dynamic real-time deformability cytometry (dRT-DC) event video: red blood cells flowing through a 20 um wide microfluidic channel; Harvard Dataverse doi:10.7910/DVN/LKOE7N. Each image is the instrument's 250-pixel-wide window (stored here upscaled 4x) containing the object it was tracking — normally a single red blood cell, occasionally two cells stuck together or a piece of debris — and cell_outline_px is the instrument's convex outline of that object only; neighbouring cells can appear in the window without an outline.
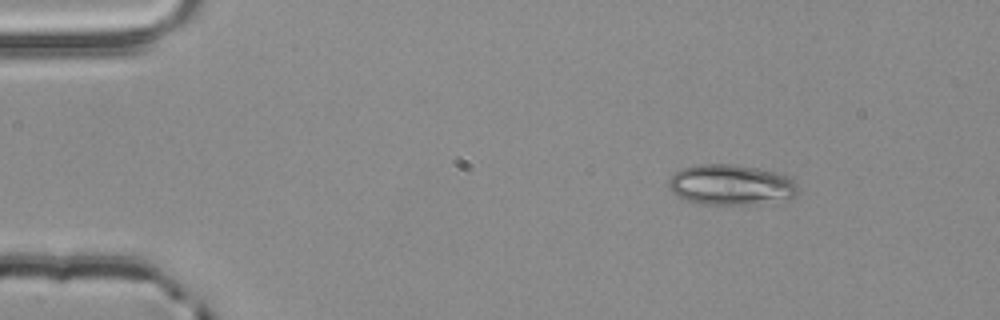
{"species": "common noctule bat (a hibernating species)", "species_latin": "Nyctalus noctula", "temperature_condition": "room temperature", "stored_images_in_passage": 48, "camera_frame_rate_fps": 3000, "um_per_image_px": 0.085, "animal": {"sex": "male", "body_mass_g": 20.4}, "frame": {"image": 1, "passage_image": 1, "time_ms": 0.0, "image_size_px": [1000, 320], "cell_outline_px": [[796, 192], [792, 196], [756, 204], [700, 204], [688, 200], [672, 192], [668, 188], [668, 180], [680, 168], [696, 164], [732, 164], [756, 168], [776, 172], [788, 176], [796, 184]], "centroid_in_image_um": [62.05, 15.69], "position_along_channel_um": 22.9, "area_um2": 30.06}}
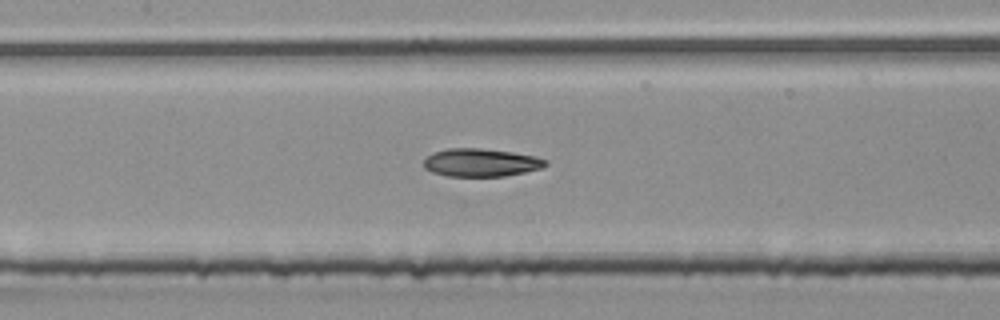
{"frame": {"image": 2, "passage_image": 19, "time_ms": 6.0, "image_size_px": [1000, 320], "cell_outline_px": [[548, 164], [540, 168], [524, 172], [504, 176], [448, 176], [432, 172], [424, 168], [424, 160], [432, 152], [448, 148], [480, 148], [512, 152], [532, 156], [548, 160]], "centroid_in_image_um": [40.85, 13.81], "position_along_channel_um": 166.6, "area_um2": 19.77}}
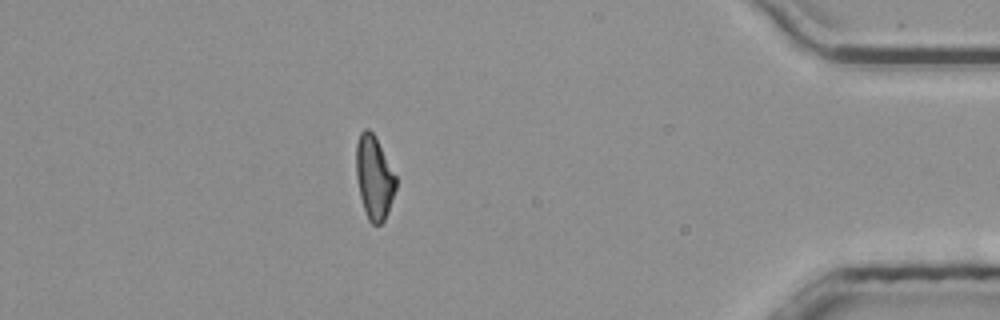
{"frame": {"image": 3, "passage_image": 41, "time_ms": 13.333, "image_size_px": [1000, 320], "cell_outline_px": [[396, 188], [388, 212], [384, 220], [380, 224], [372, 224], [368, 220], [360, 196], [356, 176], [356, 144], [360, 132], [364, 128], [368, 128], [376, 136], [396, 176]], "centroid_in_image_um": [31.8, 15.06], "position_along_channel_um": 403.4, "area_um2": 19.36}, "authors_computed_cell_mechanics": {"area_um2": 19.8254, "velocity_mm_per_s": 3.8728, "shape_relaxation_time_tau1_ms": 5.5798, "shape_relaxation_time_tau2_ms": 10.7339, "deformation_change_tau1": 0.1627, "deformation_change_tau2": 0.1914}}